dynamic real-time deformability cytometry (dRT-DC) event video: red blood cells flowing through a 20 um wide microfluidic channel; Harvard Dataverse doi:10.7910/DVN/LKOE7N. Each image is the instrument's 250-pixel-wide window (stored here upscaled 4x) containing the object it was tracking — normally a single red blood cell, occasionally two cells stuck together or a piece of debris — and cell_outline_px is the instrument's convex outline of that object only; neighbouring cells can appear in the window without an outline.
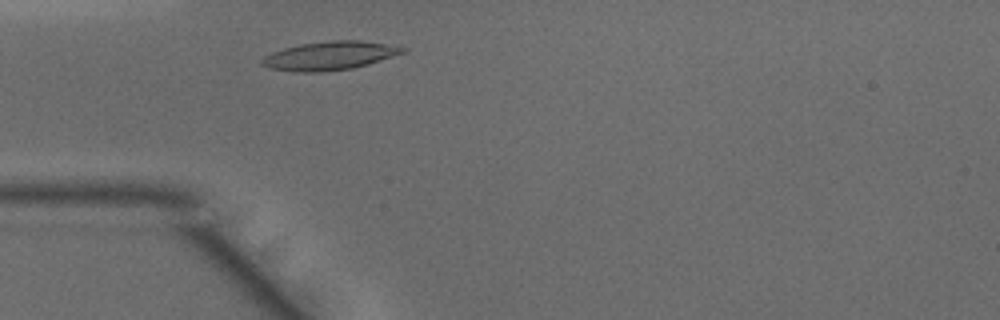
{"species": "common noctule bat (a hibernating species)", "species_latin": "Nyctalus noctula", "temperature_condition": "warm", "stored_images_in_passage": 28, "camera_frame_rate_fps": 3000, "um_per_image_px": 0.085, "animal": {"sex": "male", "body_mass_g": 15.6}, "frame": {"image": 1, "passage_image": 4, "time_ms": 1.0, "image_size_px": [1000, 320], "cell_outline_px": [[408, 48], [404, 52], [368, 64], [352, 68], [320, 72], [300, 72], [268, 68], [260, 64], [260, 60], [264, 56], [272, 52], [284, 48], [300, 44], [332, 40], [360, 40], [388, 44]], "centroid_in_image_um": [27.99, 4.73], "position_along_channel_um": 57.0, "area_um2": 23.35}}
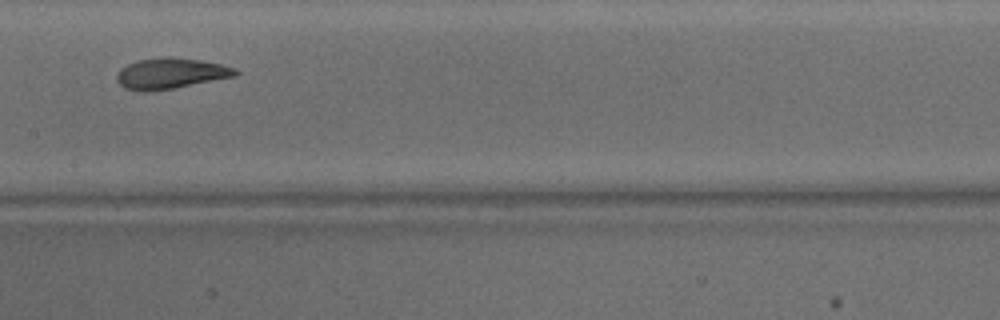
{"frame": {"image": 2, "passage_image": 14, "time_ms": 4.333, "image_size_px": [1000, 320], "cell_outline_px": [[240, 72], [236, 76], [172, 88], [148, 92], [144, 92], [124, 88], [116, 80], [116, 76], [120, 68], [136, 60], [164, 56], [200, 60], [220, 64], [236, 68]], "centroid_in_image_um": [14.48, 6.23], "position_along_channel_um": 192.9, "area_um2": 21.27}}
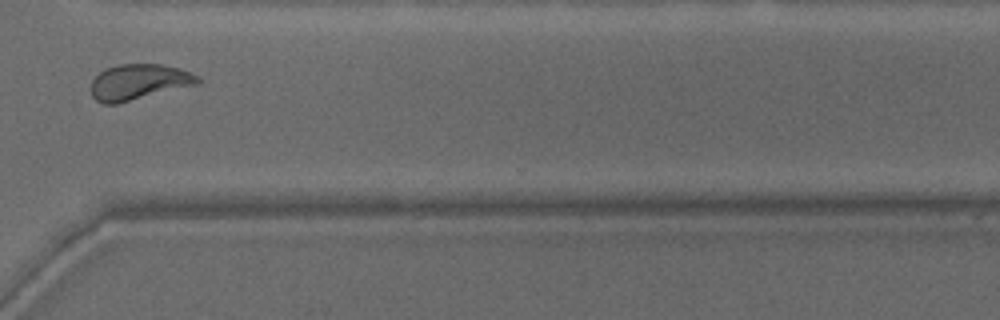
{"frame": {"image": 3, "passage_image": 26, "time_ms": 8.333, "image_size_px": [1000, 320], "cell_outline_px": [[200, 84], [116, 104], [104, 104], [96, 100], [92, 96], [92, 80], [104, 68], [120, 64], [160, 64], [180, 68], [192, 72], [200, 76]], "centroid_in_image_um": [11.84, 6.96], "position_along_channel_um": 358.8, "area_um2": 22.37}, "authors_computed_cell_mechanics": {"area_um2": 21.2415, "velocity_mm_per_s": 4.1498, "shape_relaxation_time_tau1_ms": 4.9566, "shape_relaxation_time_tau2_ms": 1.2327, "deformation_change_tau1": 0.1785, "deformation_change_tau2": 0.0703}}